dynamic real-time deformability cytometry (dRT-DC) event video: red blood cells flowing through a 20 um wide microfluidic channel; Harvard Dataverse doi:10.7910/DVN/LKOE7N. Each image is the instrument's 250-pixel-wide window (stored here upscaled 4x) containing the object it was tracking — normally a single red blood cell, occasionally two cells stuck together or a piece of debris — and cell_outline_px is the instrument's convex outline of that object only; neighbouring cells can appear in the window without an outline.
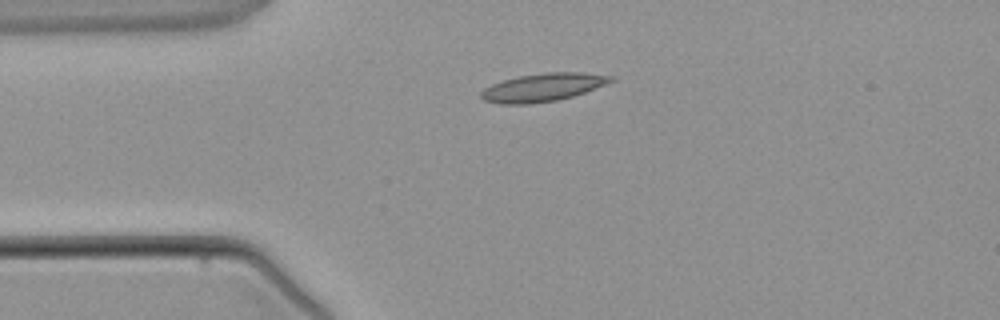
{"species": "common noctule bat (a hibernating species)", "species_latin": "Nyctalus noctula", "temperature_condition": "warm", "stored_images_in_passage": 4, "camera_frame_rate_fps": 3000, "um_per_image_px": 0.085, "animal": {"sex": "male", "body_mass_g": 21.5, "forearm_length_mm": 52.0}, "frame": {"image": 1, "passage_image": 3, "time_ms": 2.667, "image_size_px": [1000, 320], "cell_outline_px": [[616, 80], [608, 84], [572, 96], [556, 100], [528, 104], [500, 104], [484, 100], [480, 96], [480, 92], [484, 88], [492, 84], [504, 80], [520, 76], [548, 72], [580, 72], [616, 76]], "centroid_in_image_um": [46.18, 7.42], "position_along_channel_um": 38.8, "area_um2": 21.21}}